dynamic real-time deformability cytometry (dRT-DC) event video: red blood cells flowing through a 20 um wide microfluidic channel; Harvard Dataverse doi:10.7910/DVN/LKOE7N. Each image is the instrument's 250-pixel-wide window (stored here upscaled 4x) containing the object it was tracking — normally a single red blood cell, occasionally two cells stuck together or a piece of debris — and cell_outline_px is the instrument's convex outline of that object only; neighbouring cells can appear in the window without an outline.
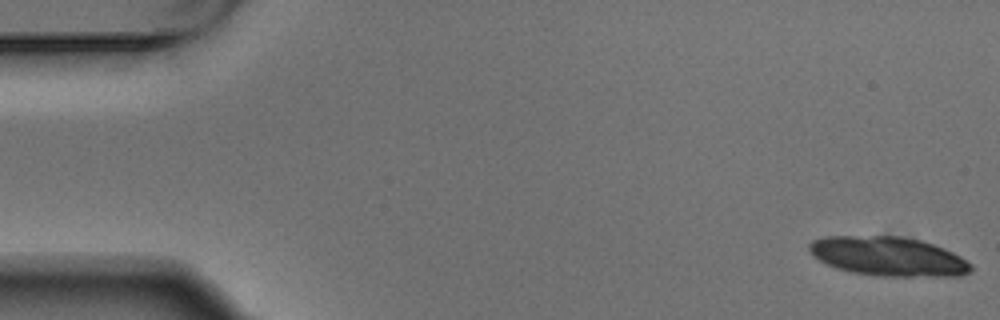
{"species": "Egyptian fruit bat (a non-hibernating species)", "species_latin": "Rousettus aegyptiacus", "temperature_condition": "warm", "stored_images_in_passage": 5, "camera_frame_rate_fps": 3000, "um_per_image_px": 0.085, "animal": {"sex": "male"}, "frame": {"image": 1, "passage_image": 1, "time_ms": 0.0, "image_size_px": [1000, 320], "cell_outline_px": [[972, 268], [968, 272], [960, 276], [876, 276], [852, 272], [836, 268], [820, 260], [808, 248], [808, 244], [812, 240], [824, 236], [904, 236], [920, 240], [944, 248], [960, 256], [972, 264]], "centroid_in_image_um": [75.51, 21.79], "position_along_channel_um": 9.5, "area_um2": 36.88}}